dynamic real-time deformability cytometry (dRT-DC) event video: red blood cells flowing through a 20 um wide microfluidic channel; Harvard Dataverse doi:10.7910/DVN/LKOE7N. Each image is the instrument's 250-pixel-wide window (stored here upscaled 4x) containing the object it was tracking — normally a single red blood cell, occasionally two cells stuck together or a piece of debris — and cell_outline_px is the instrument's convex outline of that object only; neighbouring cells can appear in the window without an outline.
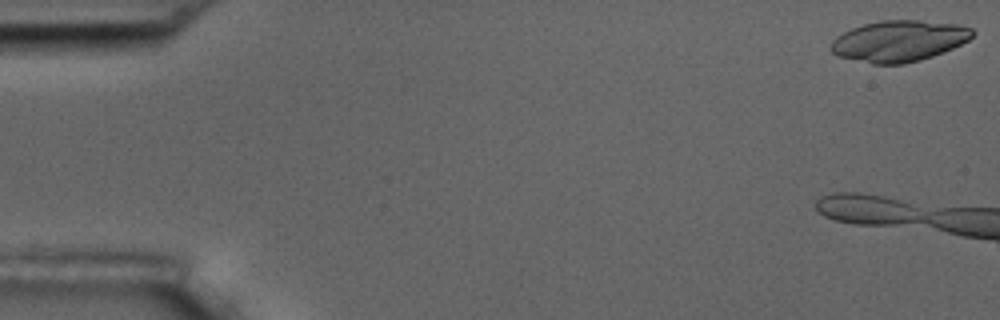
{"species": "common noctule bat (a hibernating species)", "species_latin": "Nyctalus noctula", "temperature_condition": "room temperature", "stored_images_in_passage": 4, "camera_frame_rate_fps": 3000, "um_per_image_px": 0.085, "animal": {"sex": "male", "body_mass_g": 17.5, "forearm_length_mm": 52.3}, "frame": {"image": 1, "passage_image": 1, "time_ms": 0.0, "image_size_px": [1000, 320], "cell_outline_px": [[976, 32], [968, 40], [944, 52], [920, 60], [904, 64], [872, 64], [836, 56], [828, 48], [832, 40], [836, 36], [852, 28], [864, 24], [880, 20], [920, 20], [960, 24], [972, 28]], "centroid_in_image_um": [76.39, 3.48], "position_along_channel_um": 8.6, "area_um2": 34.22}}